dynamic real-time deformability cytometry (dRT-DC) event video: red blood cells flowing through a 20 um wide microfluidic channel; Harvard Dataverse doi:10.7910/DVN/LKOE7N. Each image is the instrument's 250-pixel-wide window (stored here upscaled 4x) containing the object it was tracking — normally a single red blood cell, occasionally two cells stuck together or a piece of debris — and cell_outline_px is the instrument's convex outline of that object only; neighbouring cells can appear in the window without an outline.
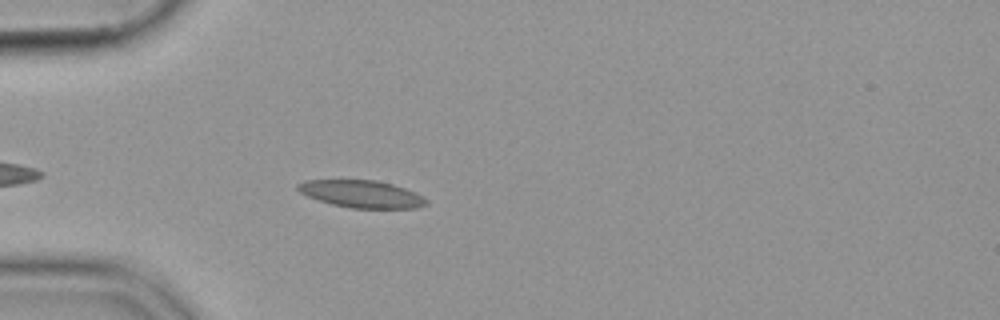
{"species": "common noctule bat (a hibernating species)", "species_latin": "Nyctalus noctula", "temperature_condition": "cold", "stored_images_in_passage": 36, "segment_of_instrument_passage": [1, 2], "camera_frame_rate_fps": 3000, "um_per_image_px": 0.085, "animal": {"sex": "female", "body_mass_g": 19.9}, "frame": {"image": 1, "passage_image": 5, "time_ms": 1.333, "image_size_px": [1000, 320], "cell_outline_px": [[428, 204], [416, 208], [352, 208], [332, 204], [308, 196], [300, 192], [296, 188], [296, 184], [304, 180], [376, 180], [392, 184], [416, 192], [424, 196], [428, 200]], "centroid_in_image_um": [30.76, 16.48], "position_along_channel_um": 54.2, "area_um2": 20.46}}
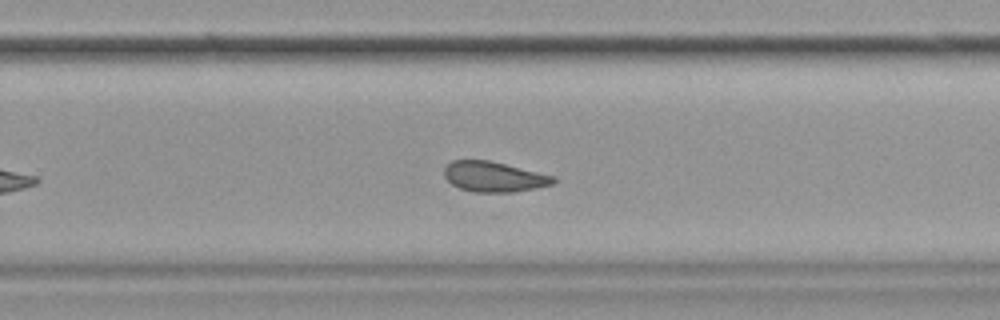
{"frame": {"image": 2, "passage_image": 25, "time_ms": 8.0, "image_size_px": [1000, 320], "cell_outline_px": [[556, 180], [552, 184], [536, 188], [512, 192], [472, 192], [460, 188], [452, 184], [444, 176], [444, 168], [452, 160], [488, 160], [556, 176]], "centroid_in_image_um": [41.98, 15.02], "position_along_channel_um": 287.8, "area_um2": 19.19}}
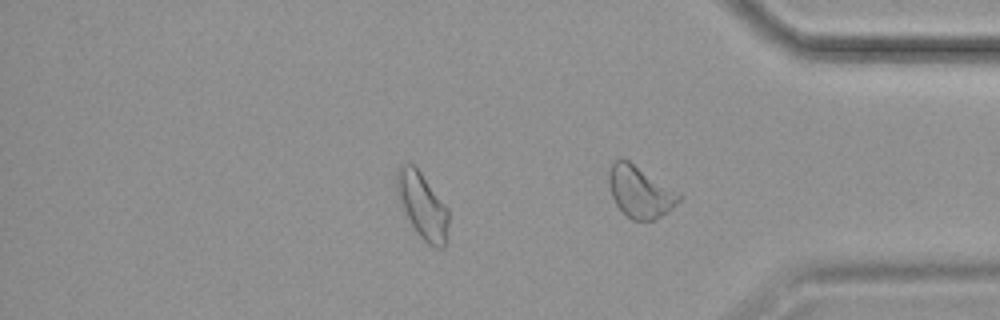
{"frame": {"image": 3, "passage_image": 33, "time_ms": 10.667, "image_size_px": [1000, 320], "cell_outline_px": [[448, 240], [444, 248], [436, 248], [428, 244], [416, 232], [396, 192], [396, 168], [404, 164], [412, 164], [420, 172], [448, 208]], "centroid_in_image_um": [35.93, 17.51], "position_along_channel_um": 399.3, "area_um2": 19.65}}